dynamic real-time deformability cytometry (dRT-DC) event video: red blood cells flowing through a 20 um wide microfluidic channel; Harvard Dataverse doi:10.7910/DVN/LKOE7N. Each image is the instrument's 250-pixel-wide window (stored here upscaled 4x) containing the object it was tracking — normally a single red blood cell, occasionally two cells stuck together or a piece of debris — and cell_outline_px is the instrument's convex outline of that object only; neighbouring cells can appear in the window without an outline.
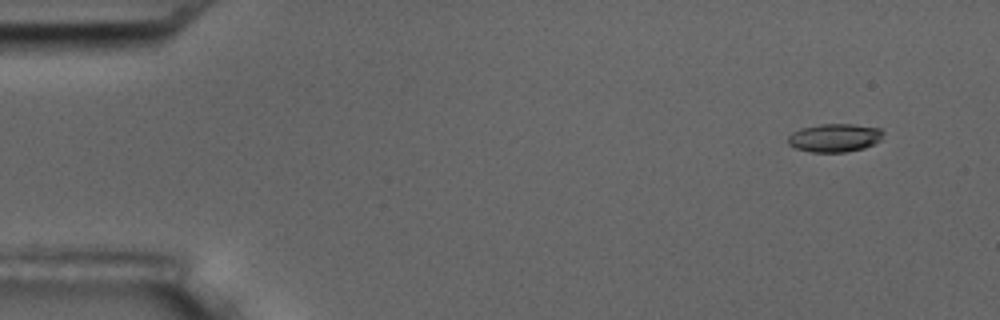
{"species": "common noctule bat (a hibernating species)", "species_latin": "Nyctalus noctula", "temperature_condition": "room temperature", "stored_images_in_passage": 5, "camera_frame_rate_fps": 3000, "um_per_image_px": 0.085, "animal": {"sex": "male", "body_mass_g": 17.5, "forearm_length_mm": 52.3}, "frame": {"image": 1, "passage_image": 1, "time_ms": 0.0, "image_size_px": [1000, 320], "cell_outline_px": [[884, 132], [880, 140], [864, 148], [844, 152], [808, 152], [796, 148], [788, 144], [788, 136], [792, 132], [800, 128], [820, 124], [852, 124], [880, 128]], "centroid_in_image_um": [70.92, 11.71], "position_along_channel_um": 14.1, "area_um2": 15.72}}